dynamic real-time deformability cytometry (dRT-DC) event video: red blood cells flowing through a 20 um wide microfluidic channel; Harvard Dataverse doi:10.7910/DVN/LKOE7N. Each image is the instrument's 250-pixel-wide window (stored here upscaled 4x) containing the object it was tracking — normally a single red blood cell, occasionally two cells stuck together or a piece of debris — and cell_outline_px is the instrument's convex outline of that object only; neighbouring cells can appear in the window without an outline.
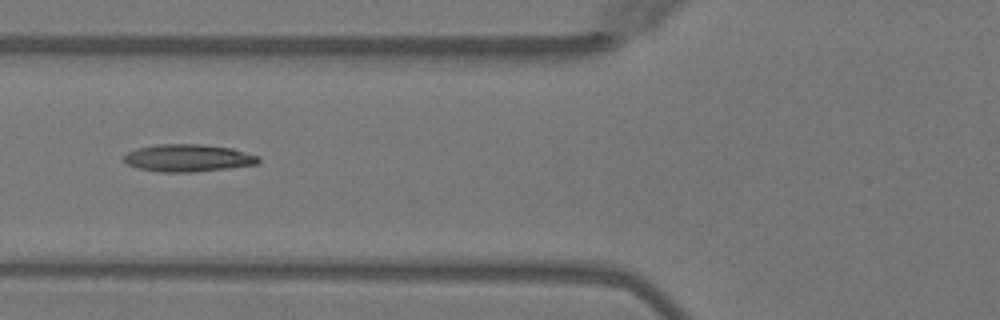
{"species": "Egyptian fruit bat (a non-hibernating species)", "species_latin": "Rousettus aegyptiacus", "temperature_condition": "warm", "stored_images_in_passage": 3, "camera_frame_rate_fps": 3000, "um_per_image_px": 0.085, "animal": {"sex": "female"}, "frame": {"image": 1, "passage_image": 3, "time_ms": 5.333, "image_size_px": [1000, 320], "cell_outline_px": [[260, 164], [228, 168], [192, 172], [160, 172], [136, 168], [128, 164], [124, 160], [124, 156], [128, 152], [136, 148], [156, 144], [200, 144], [232, 148], [260, 156]], "centroid_in_image_um": [16.0, 13.43], "position_along_channel_um": 109.8, "area_um2": 21.62}}